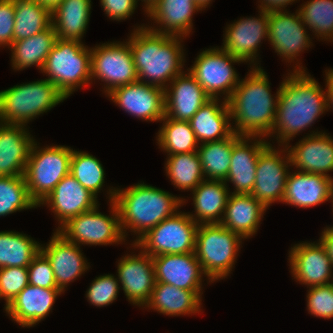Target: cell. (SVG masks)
<instances>
[{
    "mask_svg": "<svg viewBox=\"0 0 333 333\" xmlns=\"http://www.w3.org/2000/svg\"><path fill=\"white\" fill-rule=\"evenodd\" d=\"M196 3L201 7L202 10H205L210 7V4L212 3L213 0H195Z\"/></svg>",
    "mask_w": 333,
    "mask_h": 333,
    "instance_id": "cell-54",
    "label": "cell"
},
{
    "mask_svg": "<svg viewBox=\"0 0 333 333\" xmlns=\"http://www.w3.org/2000/svg\"><path fill=\"white\" fill-rule=\"evenodd\" d=\"M331 202H332V207H333V198H332V200H331ZM333 209V208H332ZM330 231H333V225L332 226H326Z\"/></svg>",
    "mask_w": 333,
    "mask_h": 333,
    "instance_id": "cell-55",
    "label": "cell"
},
{
    "mask_svg": "<svg viewBox=\"0 0 333 333\" xmlns=\"http://www.w3.org/2000/svg\"><path fill=\"white\" fill-rule=\"evenodd\" d=\"M129 115L146 122L165 116V89L140 81L114 88L106 95Z\"/></svg>",
    "mask_w": 333,
    "mask_h": 333,
    "instance_id": "cell-18",
    "label": "cell"
},
{
    "mask_svg": "<svg viewBox=\"0 0 333 333\" xmlns=\"http://www.w3.org/2000/svg\"><path fill=\"white\" fill-rule=\"evenodd\" d=\"M136 1L143 2L142 7L144 8V14L146 15L159 0H136Z\"/></svg>",
    "mask_w": 333,
    "mask_h": 333,
    "instance_id": "cell-53",
    "label": "cell"
},
{
    "mask_svg": "<svg viewBox=\"0 0 333 333\" xmlns=\"http://www.w3.org/2000/svg\"><path fill=\"white\" fill-rule=\"evenodd\" d=\"M277 146L270 143L260 153L256 167V179L251 192V195L267 209L275 202L282 203L286 179L291 167L287 148Z\"/></svg>",
    "mask_w": 333,
    "mask_h": 333,
    "instance_id": "cell-15",
    "label": "cell"
},
{
    "mask_svg": "<svg viewBox=\"0 0 333 333\" xmlns=\"http://www.w3.org/2000/svg\"><path fill=\"white\" fill-rule=\"evenodd\" d=\"M270 144L263 137L241 136L234 144L229 173L224 182L233 185L232 194H251L260 153Z\"/></svg>",
    "mask_w": 333,
    "mask_h": 333,
    "instance_id": "cell-22",
    "label": "cell"
},
{
    "mask_svg": "<svg viewBox=\"0 0 333 333\" xmlns=\"http://www.w3.org/2000/svg\"><path fill=\"white\" fill-rule=\"evenodd\" d=\"M165 172L179 190L193 191L205 180L197 151L167 155Z\"/></svg>",
    "mask_w": 333,
    "mask_h": 333,
    "instance_id": "cell-38",
    "label": "cell"
},
{
    "mask_svg": "<svg viewBox=\"0 0 333 333\" xmlns=\"http://www.w3.org/2000/svg\"><path fill=\"white\" fill-rule=\"evenodd\" d=\"M289 153L291 168L306 173H315L332 178L333 137L326 131L312 130L295 145L285 146Z\"/></svg>",
    "mask_w": 333,
    "mask_h": 333,
    "instance_id": "cell-19",
    "label": "cell"
},
{
    "mask_svg": "<svg viewBox=\"0 0 333 333\" xmlns=\"http://www.w3.org/2000/svg\"><path fill=\"white\" fill-rule=\"evenodd\" d=\"M211 98L188 70L175 77L165 88V116L189 121Z\"/></svg>",
    "mask_w": 333,
    "mask_h": 333,
    "instance_id": "cell-25",
    "label": "cell"
},
{
    "mask_svg": "<svg viewBox=\"0 0 333 333\" xmlns=\"http://www.w3.org/2000/svg\"><path fill=\"white\" fill-rule=\"evenodd\" d=\"M244 239L220 223L199 224L195 255L207 277V284L227 278L239 256Z\"/></svg>",
    "mask_w": 333,
    "mask_h": 333,
    "instance_id": "cell-6",
    "label": "cell"
},
{
    "mask_svg": "<svg viewBox=\"0 0 333 333\" xmlns=\"http://www.w3.org/2000/svg\"><path fill=\"white\" fill-rule=\"evenodd\" d=\"M257 17H240L228 24L221 49L250 67H261L258 52L263 40H268L269 11L258 9ZM259 64V65H258Z\"/></svg>",
    "mask_w": 333,
    "mask_h": 333,
    "instance_id": "cell-14",
    "label": "cell"
},
{
    "mask_svg": "<svg viewBox=\"0 0 333 333\" xmlns=\"http://www.w3.org/2000/svg\"><path fill=\"white\" fill-rule=\"evenodd\" d=\"M70 174L97 198L98 193L104 189V167L99 159L85 151L73 150Z\"/></svg>",
    "mask_w": 333,
    "mask_h": 333,
    "instance_id": "cell-41",
    "label": "cell"
},
{
    "mask_svg": "<svg viewBox=\"0 0 333 333\" xmlns=\"http://www.w3.org/2000/svg\"><path fill=\"white\" fill-rule=\"evenodd\" d=\"M298 12L312 35L333 42V0H309L301 4Z\"/></svg>",
    "mask_w": 333,
    "mask_h": 333,
    "instance_id": "cell-40",
    "label": "cell"
},
{
    "mask_svg": "<svg viewBox=\"0 0 333 333\" xmlns=\"http://www.w3.org/2000/svg\"><path fill=\"white\" fill-rule=\"evenodd\" d=\"M56 40L57 34L51 25L48 29L31 37L14 41L9 48L12 69L22 71L35 66L41 72Z\"/></svg>",
    "mask_w": 333,
    "mask_h": 333,
    "instance_id": "cell-33",
    "label": "cell"
},
{
    "mask_svg": "<svg viewBox=\"0 0 333 333\" xmlns=\"http://www.w3.org/2000/svg\"><path fill=\"white\" fill-rule=\"evenodd\" d=\"M199 144L228 138L232 133L228 102L210 99L189 120Z\"/></svg>",
    "mask_w": 333,
    "mask_h": 333,
    "instance_id": "cell-31",
    "label": "cell"
},
{
    "mask_svg": "<svg viewBox=\"0 0 333 333\" xmlns=\"http://www.w3.org/2000/svg\"><path fill=\"white\" fill-rule=\"evenodd\" d=\"M130 245L140 252L123 255L118 260L116 276L128 302L144 310L156 283L153 260L134 243Z\"/></svg>",
    "mask_w": 333,
    "mask_h": 333,
    "instance_id": "cell-16",
    "label": "cell"
},
{
    "mask_svg": "<svg viewBox=\"0 0 333 333\" xmlns=\"http://www.w3.org/2000/svg\"><path fill=\"white\" fill-rule=\"evenodd\" d=\"M41 73L68 98L78 88L91 85V47L57 38Z\"/></svg>",
    "mask_w": 333,
    "mask_h": 333,
    "instance_id": "cell-7",
    "label": "cell"
},
{
    "mask_svg": "<svg viewBox=\"0 0 333 333\" xmlns=\"http://www.w3.org/2000/svg\"><path fill=\"white\" fill-rule=\"evenodd\" d=\"M288 260L291 276L298 284L310 288L333 282V265L320 240L293 245Z\"/></svg>",
    "mask_w": 333,
    "mask_h": 333,
    "instance_id": "cell-17",
    "label": "cell"
},
{
    "mask_svg": "<svg viewBox=\"0 0 333 333\" xmlns=\"http://www.w3.org/2000/svg\"><path fill=\"white\" fill-rule=\"evenodd\" d=\"M29 284L27 267L0 268V300H5L6 308Z\"/></svg>",
    "mask_w": 333,
    "mask_h": 333,
    "instance_id": "cell-44",
    "label": "cell"
},
{
    "mask_svg": "<svg viewBox=\"0 0 333 333\" xmlns=\"http://www.w3.org/2000/svg\"><path fill=\"white\" fill-rule=\"evenodd\" d=\"M198 226L187 212L180 210L148 230L134 244L151 257L194 252Z\"/></svg>",
    "mask_w": 333,
    "mask_h": 333,
    "instance_id": "cell-11",
    "label": "cell"
},
{
    "mask_svg": "<svg viewBox=\"0 0 333 333\" xmlns=\"http://www.w3.org/2000/svg\"><path fill=\"white\" fill-rule=\"evenodd\" d=\"M34 1H37L44 7L48 8L51 12L63 2V0H34Z\"/></svg>",
    "mask_w": 333,
    "mask_h": 333,
    "instance_id": "cell-52",
    "label": "cell"
},
{
    "mask_svg": "<svg viewBox=\"0 0 333 333\" xmlns=\"http://www.w3.org/2000/svg\"><path fill=\"white\" fill-rule=\"evenodd\" d=\"M99 205L71 218L57 232L68 242L78 246H107L126 242L115 202H109V215L101 213Z\"/></svg>",
    "mask_w": 333,
    "mask_h": 333,
    "instance_id": "cell-9",
    "label": "cell"
},
{
    "mask_svg": "<svg viewBox=\"0 0 333 333\" xmlns=\"http://www.w3.org/2000/svg\"><path fill=\"white\" fill-rule=\"evenodd\" d=\"M38 208L30 198L24 175L0 177V217Z\"/></svg>",
    "mask_w": 333,
    "mask_h": 333,
    "instance_id": "cell-42",
    "label": "cell"
},
{
    "mask_svg": "<svg viewBox=\"0 0 333 333\" xmlns=\"http://www.w3.org/2000/svg\"><path fill=\"white\" fill-rule=\"evenodd\" d=\"M91 6V0H63L51 12L57 38L83 42L92 12Z\"/></svg>",
    "mask_w": 333,
    "mask_h": 333,
    "instance_id": "cell-34",
    "label": "cell"
},
{
    "mask_svg": "<svg viewBox=\"0 0 333 333\" xmlns=\"http://www.w3.org/2000/svg\"><path fill=\"white\" fill-rule=\"evenodd\" d=\"M326 112L325 89L307 71L290 70L281 82L275 124L267 140L274 137L279 146H286Z\"/></svg>",
    "mask_w": 333,
    "mask_h": 333,
    "instance_id": "cell-1",
    "label": "cell"
},
{
    "mask_svg": "<svg viewBox=\"0 0 333 333\" xmlns=\"http://www.w3.org/2000/svg\"><path fill=\"white\" fill-rule=\"evenodd\" d=\"M40 242L17 231H0V268L28 267L40 251Z\"/></svg>",
    "mask_w": 333,
    "mask_h": 333,
    "instance_id": "cell-36",
    "label": "cell"
},
{
    "mask_svg": "<svg viewBox=\"0 0 333 333\" xmlns=\"http://www.w3.org/2000/svg\"><path fill=\"white\" fill-rule=\"evenodd\" d=\"M63 292L60 289L41 288L28 284L15 299L4 308L14 323L22 328L39 324L52 312L53 305Z\"/></svg>",
    "mask_w": 333,
    "mask_h": 333,
    "instance_id": "cell-23",
    "label": "cell"
},
{
    "mask_svg": "<svg viewBox=\"0 0 333 333\" xmlns=\"http://www.w3.org/2000/svg\"><path fill=\"white\" fill-rule=\"evenodd\" d=\"M66 99L46 78L14 85L0 91V122L28 126Z\"/></svg>",
    "mask_w": 333,
    "mask_h": 333,
    "instance_id": "cell-5",
    "label": "cell"
},
{
    "mask_svg": "<svg viewBox=\"0 0 333 333\" xmlns=\"http://www.w3.org/2000/svg\"><path fill=\"white\" fill-rule=\"evenodd\" d=\"M105 15L113 20H127L132 17L138 7L136 0H99ZM131 16V17H130Z\"/></svg>",
    "mask_w": 333,
    "mask_h": 333,
    "instance_id": "cell-48",
    "label": "cell"
},
{
    "mask_svg": "<svg viewBox=\"0 0 333 333\" xmlns=\"http://www.w3.org/2000/svg\"><path fill=\"white\" fill-rule=\"evenodd\" d=\"M98 198L88 189L84 188L71 174L65 176L42 200L38 207L47 206L54 213L58 221V231L71 218L81 213L94 209L98 204Z\"/></svg>",
    "mask_w": 333,
    "mask_h": 333,
    "instance_id": "cell-21",
    "label": "cell"
},
{
    "mask_svg": "<svg viewBox=\"0 0 333 333\" xmlns=\"http://www.w3.org/2000/svg\"><path fill=\"white\" fill-rule=\"evenodd\" d=\"M266 211L267 208L251 194L230 193L220 224L244 240L250 239L257 234Z\"/></svg>",
    "mask_w": 333,
    "mask_h": 333,
    "instance_id": "cell-29",
    "label": "cell"
},
{
    "mask_svg": "<svg viewBox=\"0 0 333 333\" xmlns=\"http://www.w3.org/2000/svg\"><path fill=\"white\" fill-rule=\"evenodd\" d=\"M95 278L85 293L90 305L104 307L115 302L120 290L117 277L113 274H103Z\"/></svg>",
    "mask_w": 333,
    "mask_h": 333,
    "instance_id": "cell-43",
    "label": "cell"
},
{
    "mask_svg": "<svg viewBox=\"0 0 333 333\" xmlns=\"http://www.w3.org/2000/svg\"><path fill=\"white\" fill-rule=\"evenodd\" d=\"M108 202L114 201L120 219V227L126 241L128 233L134 235L135 243L148 230L176 214L187 202L185 197L169 193L161 188L138 182L130 187H109ZM128 230V232H127Z\"/></svg>",
    "mask_w": 333,
    "mask_h": 333,
    "instance_id": "cell-2",
    "label": "cell"
},
{
    "mask_svg": "<svg viewBox=\"0 0 333 333\" xmlns=\"http://www.w3.org/2000/svg\"><path fill=\"white\" fill-rule=\"evenodd\" d=\"M73 148L65 145L41 147L32 144L24 177L30 198L38 205L68 174Z\"/></svg>",
    "mask_w": 333,
    "mask_h": 333,
    "instance_id": "cell-8",
    "label": "cell"
},
{
    "mask_svg": "<svg viewBox=\"0 0 333 333\" xmlns=\"http://www.w3.org/2000/svg\"><path fill=\"white\" fill-rule=\"evenodd\" d=\"M103 82L102 92L138 81L133 55L126 41H113L91 47V84Z\"/></svg>",
    "mask_w": 333,
    "mask_h": 333,
    "instance_id": "cell-12",
    "label": "cell"
},
{
    "mask_svg": "<svg viewBox=\"0 0 333 333\" xmlns=\"http://www.w3.org/2000/svg\"><path fill=\"white\" fill-rule=\"evenodd\" d=\"M300 0H259L258 8L266 11L285 10L288 5Z\"/></svg>",
    "mask_w": 333,
    "mask_h": 333,
    "instance_id": "cell-49",
    "label": "cell"
},
{
    "mask_svg": "<svg viewBox=\"0 0 333 333\" xmlns=\"http://www.w3.org/2000/svg\"><path fill=\"white\" fill-rule=\"evenodd\" d=\"M325 90H326V103L327 111L333 110V69L326 68L325 70Z\"/></svg>",
    "mask_w": 333,
    "mask_h": 333,
    "instance_id": "cell-50",
    "label": "cell"
},
{
    "mask_svg": "<svg viewBox=\"0 0 333 333\" xmlns=\"http://www.w3.org/2000/svg\"><path fill=\"white\" fill-rule=\"evenodd\" d=\"M241 136L232 133L228 138L199 144L200 158L205 180H225L231 163L233 144Z\"/></svg>",
    "mask_w": 333,
    "mask_h": 333,
    "instance_id": "cell-35",
    "label": "cell"
},
{
    "mask_svg": "<svg viewBox=\"0 0 333 333\" xmlns=\"http://www.w3.org/2000/svg\"><path fill=\"white\" fill-rule=\"evenodd\" d=\"M319 240L325 246L333 265V231H330L327 227H324L323 231L320 233Z\"/></svg>",
    "mask_w": 333,
    "mask_h": 333,
    "instance_id": "cell-51",
    "label": "cell"
},
{
    "mask_svg": "<svg viewBox=\"0 0 333 333\" xmlns=\"http://www.w3.org/2000/svg\"><path fill=\"white\" fill-rule=\"evenodd\" d=\"M144 24L135 25L126 40L133 55L138 81L165 89L184 72L186 50L182 43L185 37L158 33Z\"/></svg>",
    "mask_w": 333,
    "mask_h": 333,
    "instance_id": "cell-4",
    "label": "cell"
},
{
    "mask_svg": "<svg viewBox=\"0 0 333 333\" xmlns=\"http://www.w3.org/2000/svg\"><path fill=\"white\" fill-rule=\"evenodd\" d=\"M236 63L243 62L216 46L201 50L187 70L211 99L225 95L222 99L228 101L240 80L233 66Z\"/></svg>",
    "mask_w": 333,
    "mask_h": 333,
    "instance_id": "cell-10",
    "label": "cell"
},
{
    "mask_svg": "<svg viewBox=\"0 0 333 333\" xmlns=\"http://www.w3.org/2000/svg\"><path fill=\"white\" fill-rule=\"evenodd\" d=\"M27 269L30 285L58 289L50 262L40 251L32 259Z\"/></svg>",
    "mask_w": 333,
    "mask_h": 333,
    "instance_id": "cell-46",
    "label": "cell"
},
{
    "mask_svg": "<svg viewBox=\"0 0 333 333\" xmlns=\"http://www.w3.org/2000/svg\"><path fill=\"white\" fill-rule=\"evenodd\" d=\"M156 282L185 290H203V270L194 252L152 257Z\"/></svg>",
    "mask_w": 333,
    "mask_h": 333,
    "instance_id": "cell-24",
    "label": "cell"
},
{
    "mask_svg": "<svg viewBox=\"0 0 333 333\" xmlns=\"http://www.w3.org/2000/svg\"><path fill=\"white\" fill-rule=\"evenodd\" d=\"M14 0H0V47L10 48L14 42Z\"/></svg>",
    "mask_w": 333,
    "mask_h": 333,
    "instance_id": "cell-47",
    "label": "cell"
},
{
    "mask_svg": "<svg viewBox=\"0 0 333 333\" xmlns=\"http://www.w3.org/2000/svg\"><path fill=\"white\" fill-rule=\"evenodd\" d=\"M333 198V178L298 170L289 171L283 204L298 208L316 207Z\"/></svg>",
    "mask_w": 333,
    "mask_h": 333,
    "instance_id": "cell-26",
    "label": "cell"
},
{
    "mask_svg": "<svg viewBox=\"0 0 333 333\" xmlns=\"http://www.w3.org/2000/svg\"><path fill=\"white\" fill-rule=\"evenodd\" d=\"M228 185L223 180H204L191 191L194 213L187 212L191 219L197 224L220 223L231 190Z\"/></svg>",
    "mask_w": 333,
    "mask_h": 333,
    "instance_id": "cell-32",
    "label": "cell"
},
{
    "mask_svg": "<svg viewBox=\"0 0 333 333\" xmlns=\"http://www.w3.org/2000/svg\"><path fill=\"white\" fill-rule=\"evenodd\" d=\"M268 29V42L282 61L293 63V72L306 71L298 57L314 45V37L310 38L298 10L295 13L287 9L269 11Z\"/></svg>",
    "mask_w": 333,
    "mask_h": 333,
    "instance_id": "cell-13",
    "label": "cell"
},
{
    "mask_svg": "<svg viewBox=\"0 0 333 333\" xmlns=\"http://www.w3.org/2000/svg\"><path fill=\"white\" fill-rule=\"evenodd\" d=\"M249 68L248 74L245 78H240L227 101L232 129L240 136L267 139L275 124L281 84L274 96L271 93L268 75L262 69L263 67Z\"/></svg>",
    "mask_w": 333,
    "mask_h": 333,
    "instance_id": "cell-3",
    "label": "cell"
},
{
    "mask_svg": "<svg viewBox=\"0 0 333 333\" xmlns=\"http://www.w3.org/2000/svg\"><path fill=\"white\" fill-rule=\"evenodd\" d=\"M163 122V123H162ZM156 133V142L167 155L197 151L199 143L189 121L173 120L164 116Z\"/></svg>",
    "mask_w": 333,
    "mask_h": 333,
    "instance_id": "cell-37",
    "label": "cell"
},
{
    "mask_svg": "<svg viewBox=\"0 0 333 333\" xmlns=\"http://www.w3.org/2000/svg\"><path fill=\"white\" fill-rule=\"evenodd\" d=\"M14 41L23 40L52 25L51 11L34 0H14Z\"/></svg>",
    "mask_w": 333,
    "mask_h": 333,
    "instance_id": "cell-39",
    "label": "cell"
},
{
    "mask_svg": "<svg viewBox=\"0 0 333 333\" xmlns=\"http://www.w3.org/2000/svg\"><path fill=\"white\" fill-rule=\"evenodd\" d=\"M51 236L46 245L40 244V252L49 260L57 287L64 293L71 282L85 274L91 266L80 246L68 242L57 231Z\"/></svg>",
    "mask_w": 333,
    "mask_h": 333,
    "instance_id": "cell-20",
    "label": "cell"
},
{
    "mask_svg": "<svg viewBox=\"0 0 333 333\" xmlns=\"http://www.w3.org/2000/svg\"><path fill=\"white\" fill-rule=\"evenodd\" d=\"M306 306L310 315L322 319L333 318V282L307 289Z\"/></svg>",
    "mask_w": 333,
    "mask_h": 333,
    "instance_id": "cell-45",
    "label": "cell"
},
{
    "mask_svg": "<svg viewBox=\"0 0 333 333\" xmlns=\"http://www.w3.org/2000/svg\"><path fill=\"white\" fill-rule=\"evenodd\" d=\"M34 141L27 126L0 122V177L25 174Z\"/></svg>",
    "mask_w": 333,
    "mask_h": 333,
    "instance_id": "cell-28",
    "label": "cell"
},
{
    "mask_svg": "<svg viewBox=\"0 0 333 333\" xmlns=\"http://www.w3.org/2000/svg\"><path fill=\"white\" fill-rule=\"evenodd\" d=\"M202 295L203 290H185L156 282L149 302L144 308L171 317L196 315L202 312Z\"/></svg>",
    "mask_w": 333,
    "mask_h": 333,
    "instance_id": "cell-30",
    "label": "cell"
},
{
    "mask_svg": "<svg viewBox=\"0 0 333 333\" xmlns=\"http://www.w3.org/2000/svg\"><path fill=\"white\" fill-rule=\"evenodd\" d=\"M199 11L202 9L195 0H159L146 14L151 22L154 21L153 25L146 26L158 33L186 39L194 26L193 15Z\"/></svg>",
    "mask_w": 333,
    "mask_h": 333,
    "instance_id": "cell-27",
    "label": "cell"
}]
</instances>
